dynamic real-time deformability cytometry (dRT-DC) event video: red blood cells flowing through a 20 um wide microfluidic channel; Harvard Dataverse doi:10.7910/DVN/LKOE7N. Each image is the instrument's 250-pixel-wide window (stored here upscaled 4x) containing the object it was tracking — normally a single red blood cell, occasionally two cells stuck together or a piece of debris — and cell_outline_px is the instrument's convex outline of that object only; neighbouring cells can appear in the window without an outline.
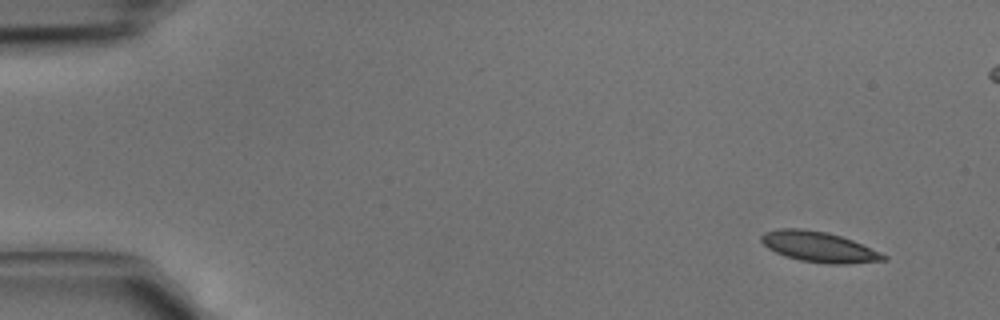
{"species": "common noctule bat (a hibernating species)", "species_latin": "Nyctalus noctula", "temperature_condition": "cold", "stored_images_in_passage": 4, "camera_frame_rate_fps": 3000, "um_per_image_px": 0.085, "animal": {"sex": "male", "body_mass_g": 15.6}, "frame": {"image": 1, "passage_image": 1, "time_ms": 0.0, "image_size_px": [1000, 320], "cell_outline_px": [[888, 260], [848, 264], [828, 264], [800, 260], [784, 256], [768, 248], [760, 240], [760, 236], [764, 232], [776, 228], [800, 228], [828, 232], [852, 240], [880, 252], [888, 256]], "centroid_in_image_um": [69.59, 20.98], "position_along_channel_um": 15.4, "area_um2": 21.79}}